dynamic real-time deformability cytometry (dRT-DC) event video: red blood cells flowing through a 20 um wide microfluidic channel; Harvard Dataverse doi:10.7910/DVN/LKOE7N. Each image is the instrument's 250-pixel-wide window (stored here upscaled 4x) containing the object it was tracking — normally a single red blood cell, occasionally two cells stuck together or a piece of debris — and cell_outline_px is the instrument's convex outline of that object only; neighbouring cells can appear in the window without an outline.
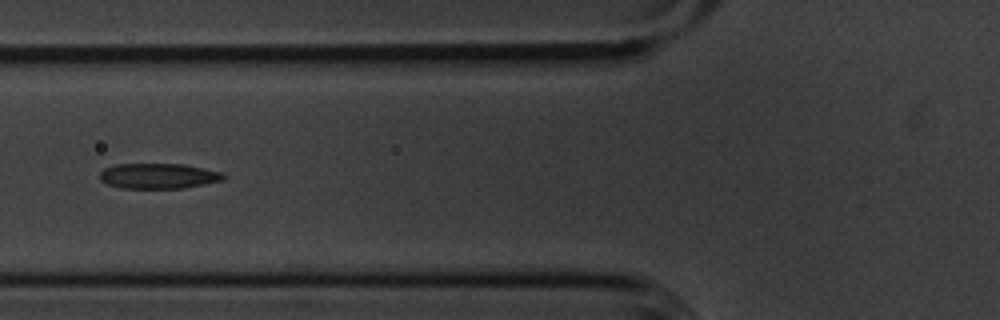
{"species": "common noctule bat (a hibernating species)", "species_latin": "Nyctalus noctula", "temperature_condition": "cold", "stored_images_in_passage": 17, "camera_frame_rate_fps": 3000, "um_per_image_px": 0.085, "animal": {"sex": "male", "body_mass_g": 20.1, "forearm_length_mm": 53.5}, "frame": {"image": 1, "passage_image": 6, "time_ms": 1.667, "image_size_px": [1000, 320], "cell_outline_px": [[228, 176], [224, 180], [184, 188], [120, 188], [108, 184], [100, 180], [100, 172], [104, 168], [116, 164], [184, 164], [224, 172]], "centroid_in_image_um": [13.51, 14.95], "position_along_channel_um": 112.3, "area_um2": 18.44}}
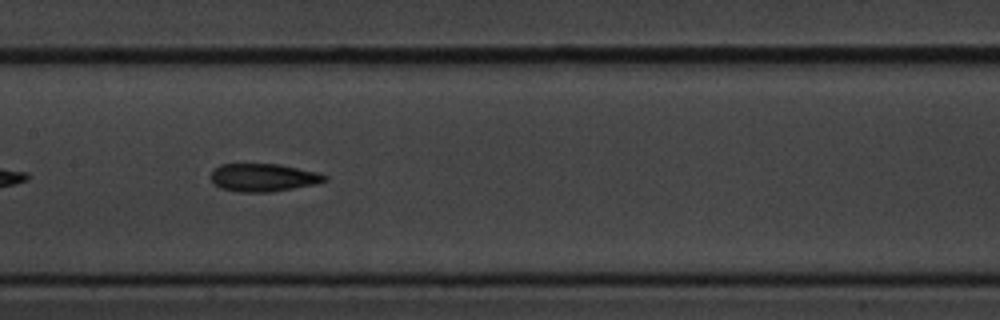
{"frame": {"image": 2, "passage_image": 12, "time_ms": 3.667, "image_size_px": [1000, 320], "cell_outline_px": [[328, 180], [312, 184], [292, 188], [268, 192], [236, 192], [220, 188], [208, 176], [212, 168], [220, 164], [280, 164], [316, 172], [328, 176]], "centroid_in_image_um": [22.3, 15.08], "position_along_channel_um": 185.1, "area_um2": 18.55}}